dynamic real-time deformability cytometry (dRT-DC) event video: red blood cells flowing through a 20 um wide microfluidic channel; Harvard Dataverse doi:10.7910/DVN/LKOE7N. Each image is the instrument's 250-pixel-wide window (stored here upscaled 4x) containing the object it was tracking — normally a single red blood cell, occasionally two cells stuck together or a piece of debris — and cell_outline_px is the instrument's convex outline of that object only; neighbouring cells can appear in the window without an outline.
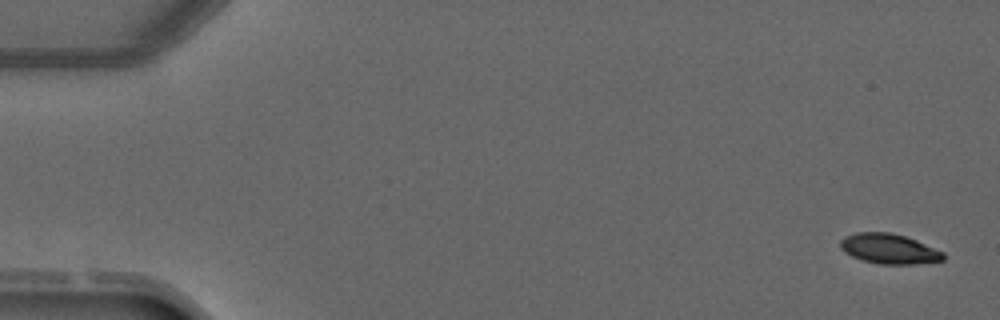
{"species": "common noctule bat (a hibernating species)", "species_latin": "Nyctalus noctula", "temperature_condition": "warm", "stored_images_in_passage": 4, "camera_frame_rate_fps": 3000, "um_per_image_px": 0.085, "animal": {"sex": "male", "forearm_length_mm": 52.5}, "frame": {"image": 1, "passage_image": 1, "time_ms": 0.0, "image_size_px": [1000, 320], "cell_outline_px": [[944, 260], [916, 264], [880, 264], [864, 260], [852, 256], [844, 252], [840, 248], [840, 240], [844, 236], [856, 232], [888, 232], [904, 236], [916, 240], [944, 252]], "centroid_in_image_um": [75.55, 21.14], "position_along_channel_um": 9.4, "area_um2": 17.98}}
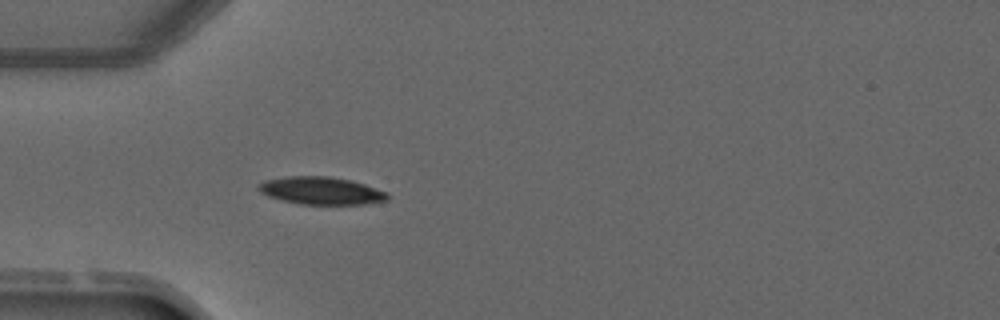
{"frame": {"image": 2, "passage_image": 4, "time_ms": 4.0, "image_size_px": [1000, 320], "cell_outline_px": [[388, 200], [364, 204], [300, 204], [268, 196], [260, 192], [256, 188], [264, 180], [284, 176], [332, 176], [352, 180], [388, 192]], "centroid_in_image_um": [27.3, 16.19], "position_along_channel_um": 57.7, "area_um2": 20.81}}